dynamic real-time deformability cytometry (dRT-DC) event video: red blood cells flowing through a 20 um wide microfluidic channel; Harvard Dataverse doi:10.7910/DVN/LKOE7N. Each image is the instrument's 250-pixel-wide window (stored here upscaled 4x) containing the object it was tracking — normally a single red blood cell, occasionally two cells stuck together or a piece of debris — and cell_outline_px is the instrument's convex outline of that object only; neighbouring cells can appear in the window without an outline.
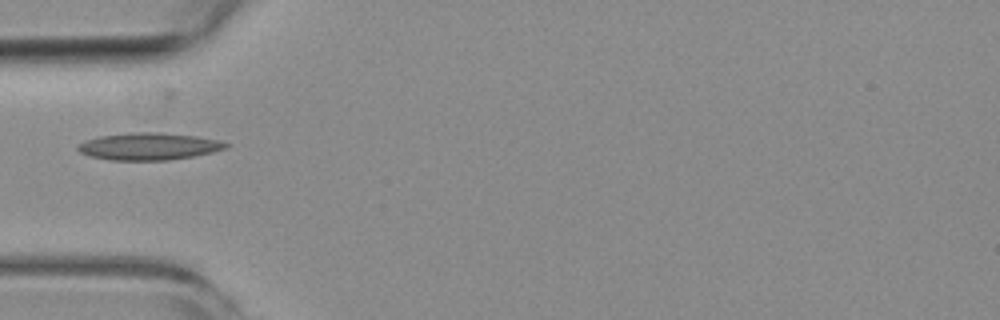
{"species": "common noctule bat (a hibernating species)", "species_latin": "Nyctalus noctula", "temperature_condition": "room temperature", "stored_images_in_passage": 3, "camera_frame_rate_fps": 3000, "um_per_image_px": 0.085, "animal": {"sex": "female", "body_mass_g": 19.3, "forearm_length_mm": 54.1}, "frame": {"image": 1, "passage_image": 1, "time_ms": 0.0, "image_size_px": [1000, 320], "cell_outline_px": [[232, 144], [228, 148], [212, 152], [192, 156], [168, 160], [112, 160], [92, 156], [80, 152], [76, 148], [84, 140], [100, 136], [132, 132], [160, 132], [196, 136], [220, 140]], "centroid_in_image_um": [12.7, 12.43], "position_along_channel_um": 72.3, "area_um2": 23.41}}
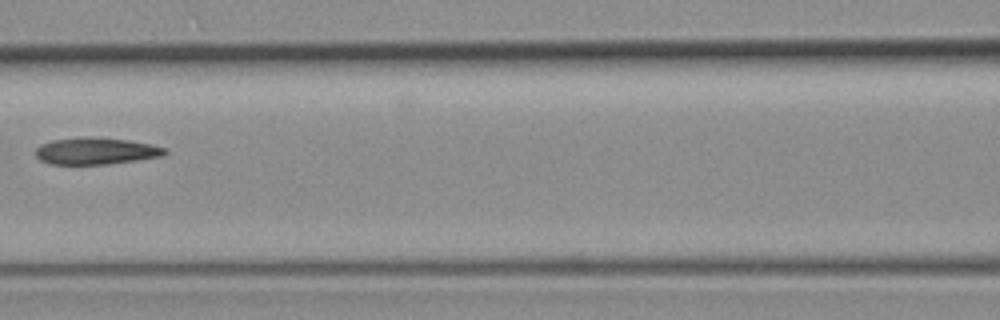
{"frame": {"image": 2, "passage_image": 3, "time_ms": 2.333, "image_size_px": [1000, 320], "cell_outline_px": [[168, 152], [164, 156], [136, 160], [104, 164], [48, 164], [40, 160], [36, 156], [36, 148], [40, 144], [52, 140], [84, 136], [128, 140], [152, 144], [168, 148]], "centroid_in_image_um": [8.16, 12.83], "position_along_channel_um": 158.4, "area_um2": 20.35}}